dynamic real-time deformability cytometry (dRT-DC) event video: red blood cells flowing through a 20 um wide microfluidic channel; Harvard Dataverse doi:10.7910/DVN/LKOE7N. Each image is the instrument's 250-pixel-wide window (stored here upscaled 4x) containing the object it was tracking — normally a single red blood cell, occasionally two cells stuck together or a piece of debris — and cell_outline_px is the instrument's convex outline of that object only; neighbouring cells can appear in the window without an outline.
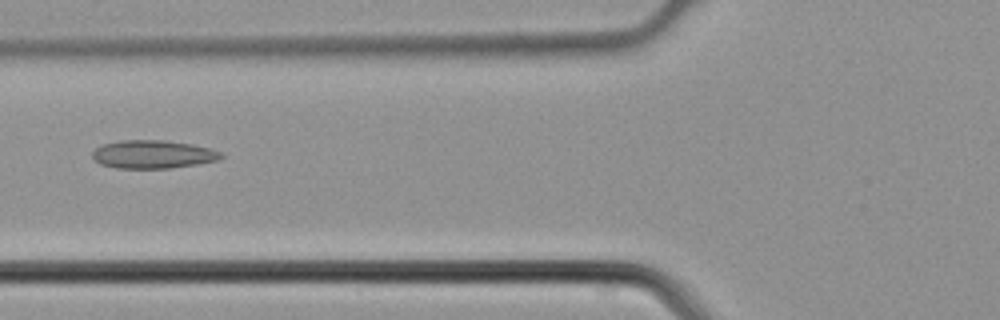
{"species": "common noctule bat (a hibernating species)", "species_latin": "Nyctalus noctula", "temperature_condition": "cold", "stored_images_in_passage": 5, "camera_frame_rate_fps": 3000, "um_per_image_px": 0.085, "animal": {"sex": "male", "body_mass_g": 21.5, "forearm_length_mm": 52.0}, "frame": {"image": 1, "passage_image": 5, "time_ms": 1.333, "image_size_px": [1000, 320], "cell_outline_px": [[224, 156], [216, 160], [196, 164], [168, 168], [116, 168], [100, 164], [92, 160], [92, 152], [96, 148], [104, 144], [120, 140], [164, 140], [192, 144], [208, 148], [220, 152]], "centroid_in_image_um": [12.94, 13.11], "position_along_channel_um": 112.9, "area_um2": 21.04}}